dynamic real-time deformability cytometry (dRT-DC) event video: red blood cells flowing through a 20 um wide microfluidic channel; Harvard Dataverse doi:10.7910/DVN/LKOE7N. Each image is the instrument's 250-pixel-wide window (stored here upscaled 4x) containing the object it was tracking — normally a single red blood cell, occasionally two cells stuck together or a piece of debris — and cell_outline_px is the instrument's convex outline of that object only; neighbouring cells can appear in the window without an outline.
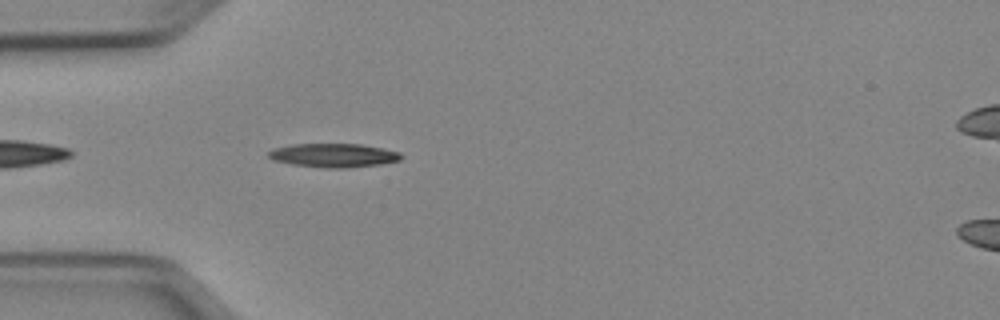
{"species": "Egyptian fruit bat (a non-hibernating species)", "species_latin": "Rousettus aegyptiacus", "temperature_condition": "cold", "stored_images_in_passage": 40, "camera_frame_rate_fps": 3000, "um_per_image_px": 0.085, "animal": {"sex": "female"}, "frame": {"image": 1, "passage_image": 4, "time_ms": 1.0, "image_size_px": [1000, 320], "cell_outline_px": [[404, 156], [400, 160], [380, 164], [344, 168], [324, 168], [292, 164], [272, 160], [268, 156], [268, 152], [272, 148], [292, 144], [360, 144], [384, 148], [400, 152]], "centroid_in_image_um": [28.35, 13.2], "position_along_channel_um": 56.6, "area_um2": 18.5}}
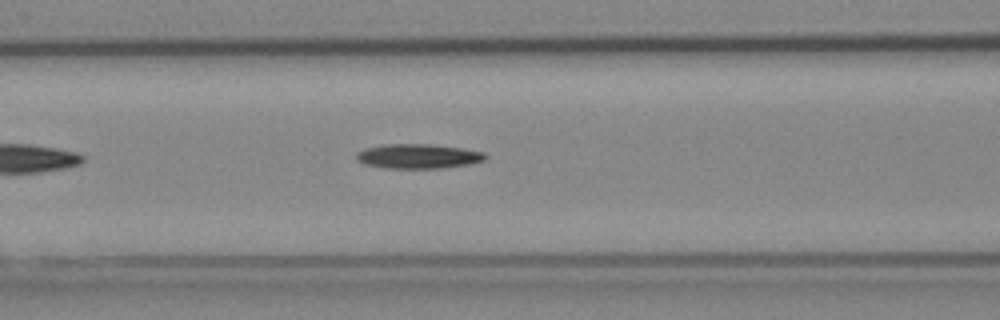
{"frame": {"image": 2, "passage_image": 10, "time_ms": 3.0, "image_size_px": [1000, 320], "cell_outline_px": [[488, 156], [484, 160], [468, 164], [440, 168], [384, 168], [364, 164], [356, 160], [356, 152], [364, 148], [384, 144], [428, 144], [460, 148], [484, 152]], "centroid_in_image_um": [35.49, 13.28], "position_along_channel_um": 131.1, "area_um2": 18.44}}
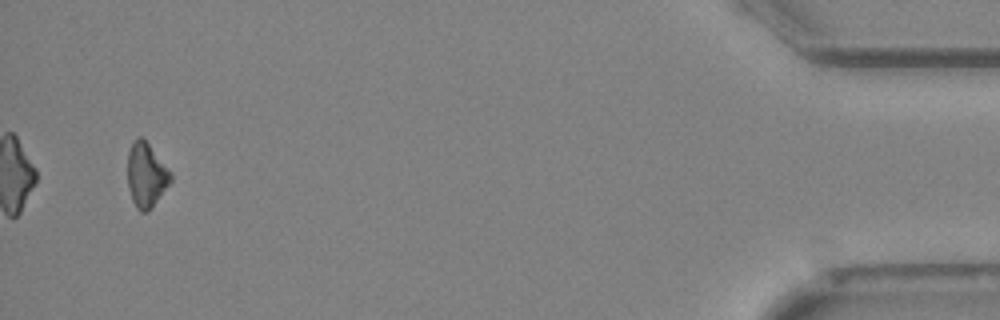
{"frame": {"image": 3, "passage_image": 38, "time_ms": 12.333, "image_size_px": [1000, 320], "cell_outline_px": [[172, 180], [152, 204], [144, 212], [140, 212], [136, 208], [132, 200], [128, 188], [128, 152], [132, 140], [136, 136], [140, 136], [148, 144], [172, 172]], "centroid_in_image_um": [12.4, 14.83], "position_along_channel_um": 422.8, "area_um2": 15.84}, "authors_computed_cell_mechanics": {"area_um2": 17.5423, "velocity_mm_per_s": 3.973, "shape_relaxation_time_tau1_ms": 3.6833, "shape_relaxation_time_tau2_ms": null, "deformation_change_tau1": 0.1441, "deformation_change_tau2": null}}